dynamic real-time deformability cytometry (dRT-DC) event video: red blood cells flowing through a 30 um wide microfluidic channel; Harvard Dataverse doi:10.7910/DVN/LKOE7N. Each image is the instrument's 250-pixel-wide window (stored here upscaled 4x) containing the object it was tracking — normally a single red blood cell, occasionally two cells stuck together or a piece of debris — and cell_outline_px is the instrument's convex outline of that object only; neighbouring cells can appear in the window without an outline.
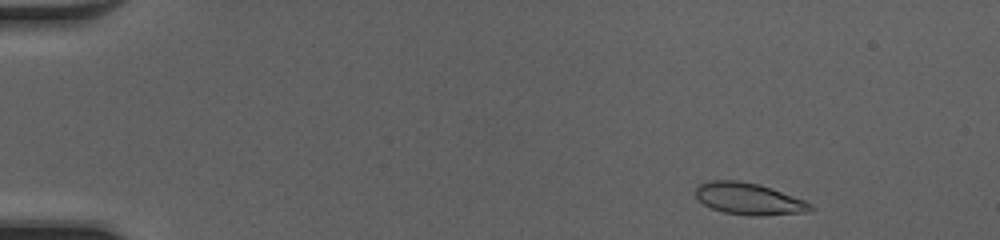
{"species": "common noctule bat (a hibernating species)", "species_latin": "Nyctalus noctula", "temperature_condition": "cold", "stored_images_in_passage": 45, "camera_frame_rate_fps": 3000, "um_per_image_px": 0.085, "animal": {"sex": "female", "body_mass_g": 20.0, "forearm_length_mm": 54.0}, "frame": {"image": 1, "passage_image": 2, "time_ms": 0.333, "image_size_px": [1000, 240], "cell_outline_px": [[816, 208], [808, 212], [760, 216], [752, 216], [724, 212], [712, 208], [704, 204], [696, 196], [696, 188], [700, 184], [708, 180], [736, 180], [760, 184], [772, 188], [804, 200], [812, 204]], "centroid_in_image_um": [63.69, 16.9], "position_along_channel_um": 21.3, "area_um2": 21.33}}
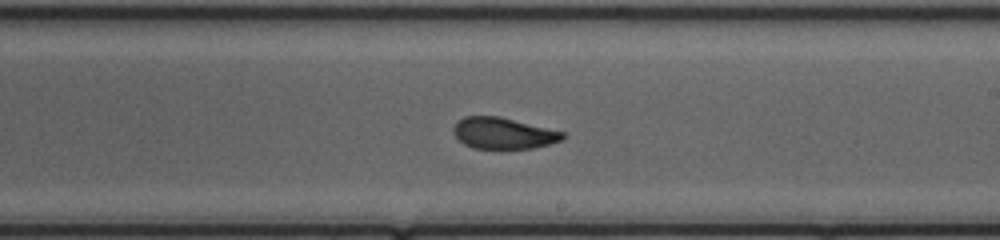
{"frame": {"image": 2, "passage_image": 26, "time_ms": 8.333, "image_size_px": [1000, 240], "cell_outline_px": [[568, 136], [564, 140], [532, 148], [472, 148], [464, 144], [452, 132], [452, 128], [456, 120], [464, 116], [500, 116], [568, 132]], "centroid_in_image_um": [42.83, 11.3], "position_along_channel_um": 246.2, "area_um2": 20.35}}
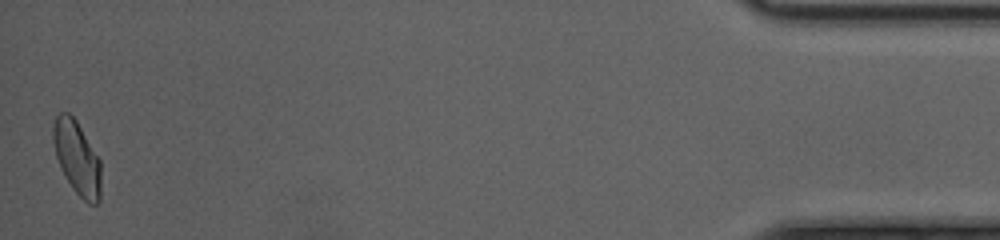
{"frame": {"image": 3, "passage_image": 45, "time_ms": 14.667, "image_size_px": [1000, 240], "cell_outline_px": [[100, 200], [96, 204], [88, 204], [72, 188], [60, 168], [56, 156], [52, 140], [52, 124], [56, 116], [60, 112], [68, 112], [76, 120], [100, 160]], "centroid_in_image_um": [6.52, 13.4], "position_along_channel_um": 428.7, "area_um2": 20.46}, "authors_computed_cell_mechanics": {"area_um2": 20.7502, "velocity_mm_per_s": 4.2222, "shape_relaxation_time_tau1_ms": 10.3497, "shape_relaxation_time_tau2_ms": 1.1665, "deformation_change_tau1": 0.2729, "deformation_change_tau2": 0.0534}}